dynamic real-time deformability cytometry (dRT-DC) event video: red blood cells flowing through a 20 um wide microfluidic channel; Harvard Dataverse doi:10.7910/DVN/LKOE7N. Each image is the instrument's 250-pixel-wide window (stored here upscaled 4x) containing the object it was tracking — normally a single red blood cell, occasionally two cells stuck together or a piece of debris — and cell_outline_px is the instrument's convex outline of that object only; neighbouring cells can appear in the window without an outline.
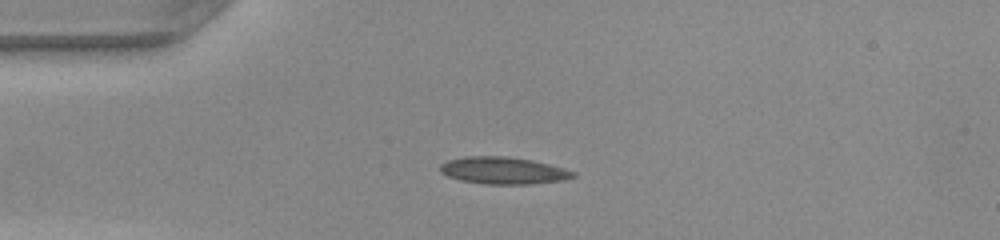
{"species": "common noctule bat (a hibernating species)", "species_latin": "Nyctalus noctula", "temperature_condition": "warm", "stored_images_in_passage": 38, "camera_frame_rate_fps": 3000, "um_per_image_px": 0.085, "animal": {"sex": "female", "body_mass_g": 22.0, "forearm_length_mm": 56.7}, "frame": {"image": 1, "passage_image": 1, "time_ms": 0.0, "image_size_px": [1000, 240], "cell_outline_px": [[576, 176], [564, 180], [532, 184], [484, 184], [460, 180], [448, 176], [440, 172], [440, 164], [448, 160], [468, 156], [504, 156], [532, 160], [564, 168], [576, 172]], "centroid_in_image_um": [42.79, 14.5], "position_along_channel_um": 42.2, "area_um2": 20.98}}
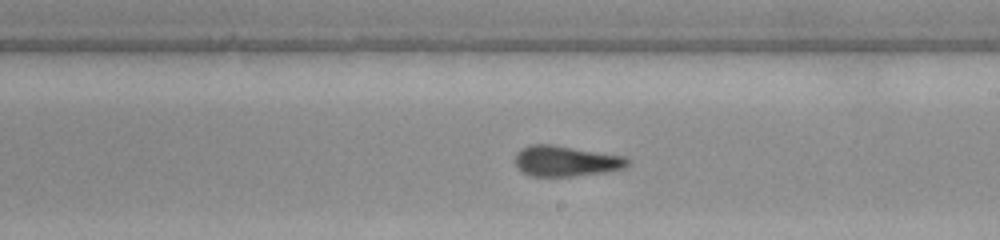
{"frame": {"image": 2, "passage_image": 17, "time_ms": 5.333, "image_size_px": [1000, 240], "cell_outline_px": [[632, 160], [624, 168], [612, 172], [572, 176], [528, 176], [516, 168], [516, 152], [520, 148], [532, 144], [552, 144], [628, 156]], "centroid_in_image_um": [48.15, 13.69], "position_along_channel_um": 240.8, "area_um2": 20.63}}
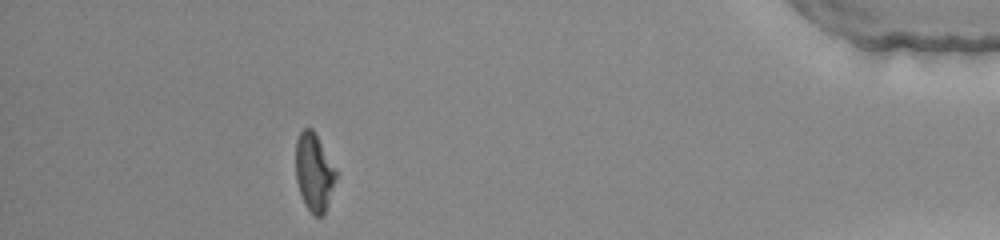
{"frame": {"image": 3, "passage_image": 33, "time_ms": 10.667, "image_size_px": [1000, 240], "cell_outline_px": [[336, 180], [324, 212], [320, 216], [312, 216], [304, 204], [296, 180], [296, 140], [300, 132], [304, 128], [312, 128], [336, 172]], "centroid_in_image_um": [26.66, 14.66], "position_along_channel_um": 408.5, "area_um2": 17.8}, "authors_computed_cell_mechanics": {"area_um2": 19.7387, "velocity_mm_per_s": 4.1682, "shape_relaxation_time_tau1_ms": 5.6562, "shape_relaxation_time_tau2_ms": 1.8398, "deformation_change_tau1": 0.1912, "deformation_change_tau2": 0.1014}}